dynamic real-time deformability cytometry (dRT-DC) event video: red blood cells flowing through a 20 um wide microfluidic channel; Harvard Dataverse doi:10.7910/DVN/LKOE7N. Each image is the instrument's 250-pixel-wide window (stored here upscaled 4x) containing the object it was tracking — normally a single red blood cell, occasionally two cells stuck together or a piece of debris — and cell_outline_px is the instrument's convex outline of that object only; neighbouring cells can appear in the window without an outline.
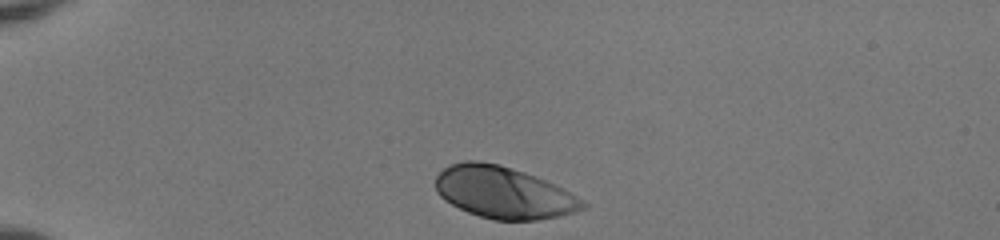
{"species": "human", "species_latin": "Homo sapiens", "temperature_condition": "room temperature", "stored_images_in_passage": 33, "camera_frame_rate_fps": 3000, "um_per_image_px": 0.085, "donor": {"sex": "female"}, "frame": {"image": 1, "passage_image": 1, "time_ms": 0.0, "image_size_px": [1000, 240], "cell_outline_px": [[588, 204], [584, 208], [576, 212], [536, 220], [492, 220], [468, 212], [444, 200], [436, 192], [436, 176], [444, 168], [452, 164], [464, 160], [476, 160], [500, 164], [536, 176], [584, 200]], "centroid_in_image_um": [42.77, 16.36], "position_along_channel_um": 42.2, "area_um2": 44.16}}
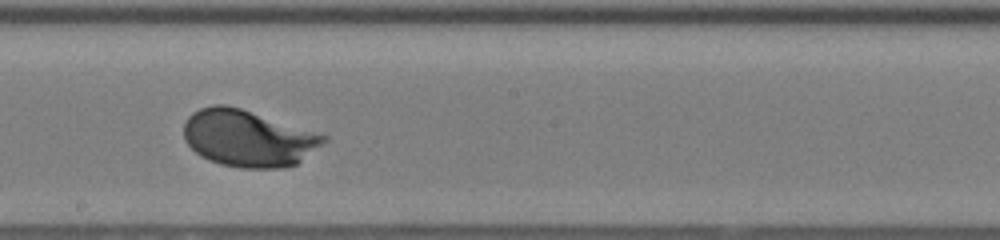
{"frame": {"image": 2, "passage_image": 19, "time_ms": 6.0, "image_size_px": [1000, 240], "cell_outline_px": [[328, 140], [296, 164], [284, 168], [240, 168], [220, 164], [208, 160], [200, 156], [184, 140], [184, 124], [188, 116], [192, 112], [200, 108], [212, 104], [224, 104], [240, 108], [328, 136]], "centroid_in_image_um": [21.06, 11.76], "position_along_channel_um": 227.1, "area_um2": 46.07}}
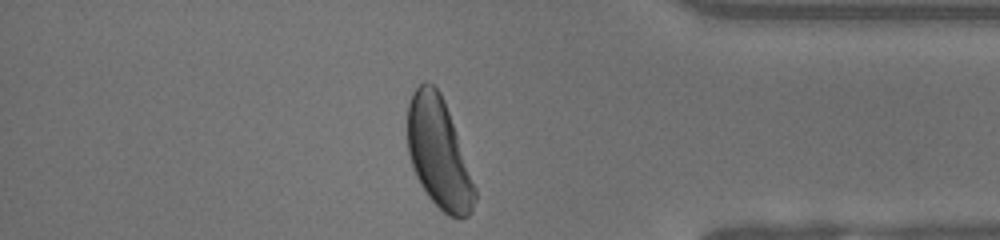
{"frame": {"image": 3, "passage_image": 33, "time_ms": 10.667, "image_size_px": [1000, 240], "cell_outline_px": [[476, 200], [468, 216], [448, 216], [428, 196], [420, 184], [416, 176], [408, 152], [408, 104], [412, 92], [424, 80], [428, 80], [440, 92], [444, 100], [476, 188]], "centroid_in_image_um": [37.28, 12.99], "position_along_channel_um": 397.9, "area_um2": 42.54}, "authors_computed_cell_mechanics": {"area_um2": 44.1592, "velocity_mm_per_s": 3.9743, "shape_relaxation_time_tau1_ms": 1.5665, "shape_relaxation_time_tau2_ms": null, "deformation_change_tau1": 0.124, "deformation_change_tau2": null}}